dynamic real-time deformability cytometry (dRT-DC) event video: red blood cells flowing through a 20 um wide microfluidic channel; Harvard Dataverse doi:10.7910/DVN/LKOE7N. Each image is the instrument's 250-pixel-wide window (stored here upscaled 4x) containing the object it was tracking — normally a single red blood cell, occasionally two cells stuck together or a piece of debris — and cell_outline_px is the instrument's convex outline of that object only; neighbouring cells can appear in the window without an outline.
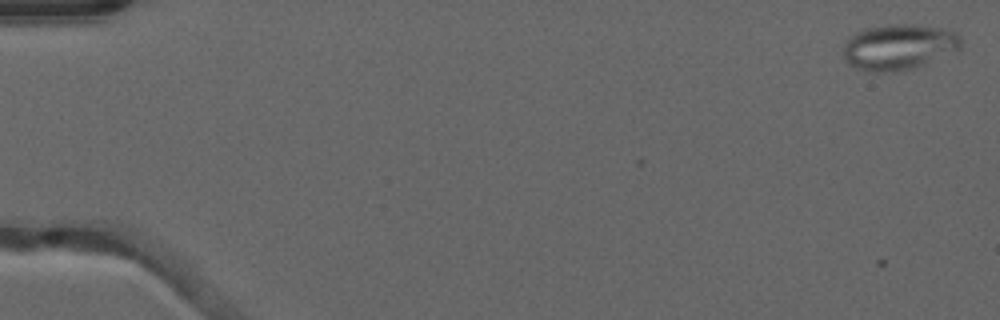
{"species": "common noctule bat (a hibernating species)", "species_latin": "Nyctalus noctula", "temperature_condition": "warm", "stored_images_in_passage": 4, "camera_frame_rate_fps": 3000, "um_per_image_px": 0.085, "animal": {"sex": "male", "forearm_length_mm": 52.5}, "frame": {"image": 1, "passage_image": 4, "time_ms": 1.0, "image_size_px": [1000, 320], "cell_outline_px": [[960, 48], [924, 64], [912, 68], [896, 72], [864, 72], [852, 64], [844, 56], [844, 44], [848, 36], [864, 28], [892, 24], [912, 24], [940, 28], [956, 32], [960, 36]], "centroid_in_image_um": [76.36, 3.98], "position_along_channel_um": 8.6, "area_um2": 31.1}}